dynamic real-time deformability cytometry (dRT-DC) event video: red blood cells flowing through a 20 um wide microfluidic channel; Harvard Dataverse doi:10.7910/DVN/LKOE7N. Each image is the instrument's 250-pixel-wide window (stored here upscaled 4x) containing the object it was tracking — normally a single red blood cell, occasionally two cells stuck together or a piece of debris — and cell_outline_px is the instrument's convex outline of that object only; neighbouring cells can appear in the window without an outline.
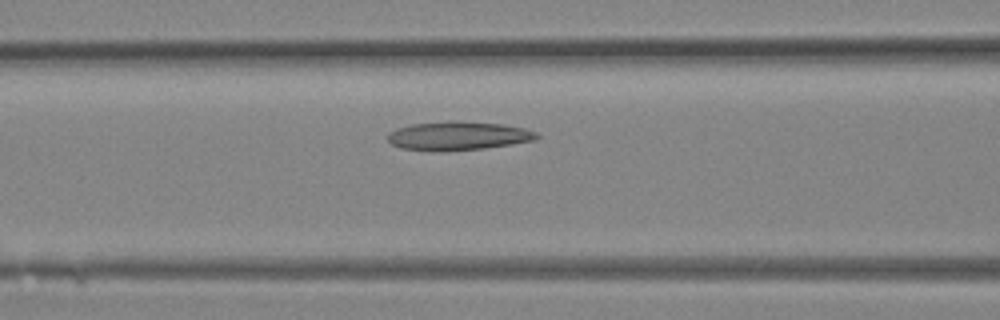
{"species": "Egyptian fruit bat (a non-hibernating species)", "species_latin": "Rousettus aegyptiacus", "temperature_condition": "room temperature", "stored_images_in_passage": 29, "camera_frame_rate_fps": 3000, "um_per_image_px": 0.085, "animal": {"sex": "female"}, "frame": {"image": 1, "passage_image": 10, "time_ms": 3.0, "image_size_px": [1000, 320], "cell_outline_px": [[540, 136], [536, 140], [512, 144], [484, 148], [448, 152], [432, 152], [400, 148], [392, 144], [388, 140], [388, 132], [396, 128], [412, 124], [448, 120], [456, 120], [504, 124], [524, 128], [536, 132]], "centroid_in_image_um": [38.92, 11.55], "position_along_channel_um": 127.7, "area_um2": 25.55}}
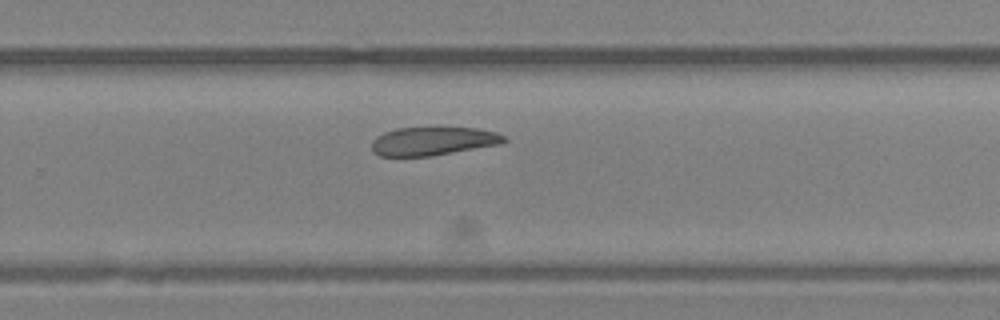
{"frame": {"image": 2, "passage_image": 18, "time_ms": 5.667, "image_size_px": [1000, 320], "cell_outline_px": [[508, 140], [500, 144], [432, 156], [380, 156], [372, 152], [372, 140], [376, 136], [384, 132], [396, 128], [476, 128], [496, 132], [504, 136]], "centroid_in_image_um": [36.78, 12.0], "position_along_channel_um": 293.0, "area_um2": 21.91}}
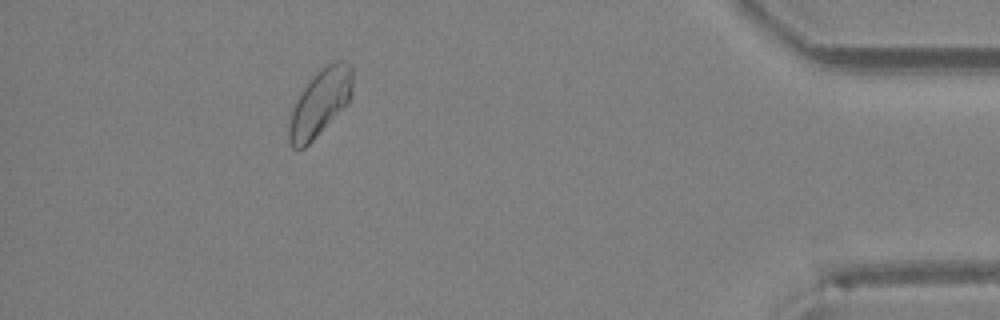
{"frame": {"image": 3, "passage_image": 26, "time_ms": 8.333, "image_size_px": [1000, 320], "cell_outline_px": [[352, 96], [348, 104], [304, 148], [292, 148], [288, 144], [288, 124], [296, 100], [300, 92], [308, 80], [320, 68], [332, 60], [344, 60], [352, 68]], "centroid_in_image_um": [27.2, 8.7], "position_along_channel_um": 408.0, "area_um2": 24.91}}